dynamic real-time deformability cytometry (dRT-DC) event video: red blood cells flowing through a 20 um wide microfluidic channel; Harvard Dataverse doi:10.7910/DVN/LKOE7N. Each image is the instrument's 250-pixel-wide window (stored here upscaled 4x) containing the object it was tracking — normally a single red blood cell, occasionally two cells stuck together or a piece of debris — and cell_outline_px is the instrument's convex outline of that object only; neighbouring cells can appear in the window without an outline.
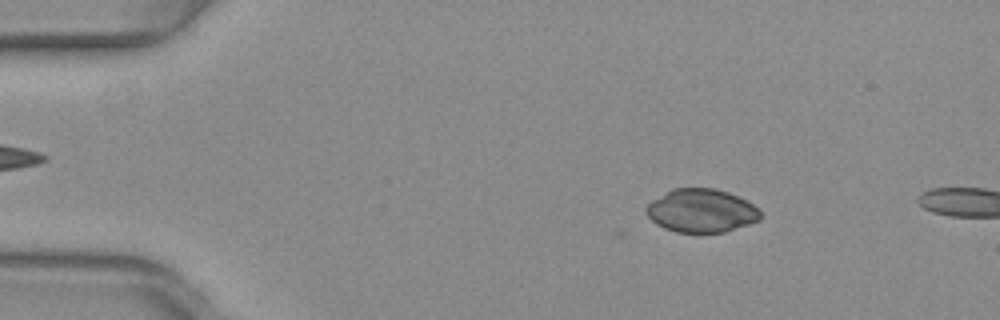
{"species": "common noctule bat (a hibernating species)", "species_latin": "Nyctalus noctula", "temperature_condition": "warm", "stored_images_in_passage": 2, "camera_frame_rate_fps": 3000, "um_per_image_px": 0.085, "animal": {"sex": "female", "body_mass_g": 29.2, "forearm_length_mm": 56.3}, "frame": {"image": 1, "passage_image": 2, "time_ms": 0.333, "image_size_px": [1000, 320], "cell_outline_px": [[760, 220], [724, 232], [676, 232], [664, 228], [656, 224], [644, 212], [644, 208], [652, 200], [672, 188], [716, 188], [728, 192], [748, 200], [760, 212]], "centroid_in_image_um": [59.59, 17.9], "position_along_channel_um": 25.4, "area_um2": 28.9}}